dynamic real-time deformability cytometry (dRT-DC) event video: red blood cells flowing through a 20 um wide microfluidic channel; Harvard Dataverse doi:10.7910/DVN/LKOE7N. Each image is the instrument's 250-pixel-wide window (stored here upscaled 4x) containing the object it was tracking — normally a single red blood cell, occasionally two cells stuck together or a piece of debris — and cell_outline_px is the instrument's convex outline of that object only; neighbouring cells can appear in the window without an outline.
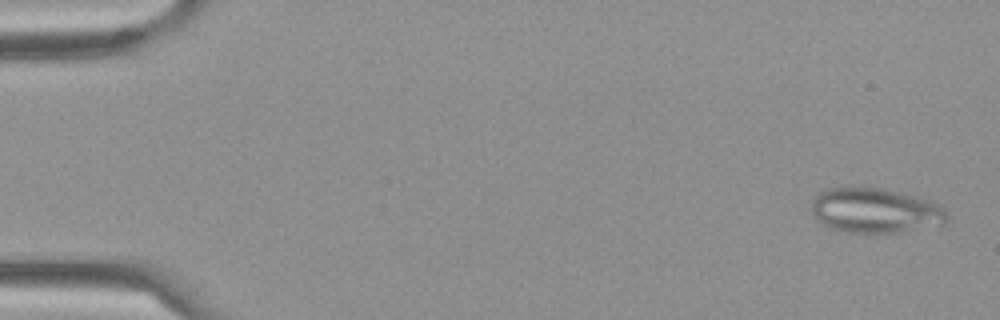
{"species": "Egyptian fruit bat (a non-hibernating species)", "species_latin": "Rousettus aegyptiacus", "temperature_condition": "cold", "stored_images_in_passage": 59, "camera_frame_rate_fps": 3000, "um_per_image_px": 0.085, "frame": {"image": 1, "passage_image": 2, "time_ms": 0.333, "image_size_px": [1000, 320], "cell_outline_px": [[948, 220], [944, 228], [896, 232], [848, 232], [832, 228], [816, 220], [812, 212], [812, 200], [820, 192], [828, 188], [844, 184], [852, 184], [880, 188], [900, 192], [936, 204], [944, 208], [948, 216]], "centroid_in_image_um": [74.42, 17.88], "position_along_channel_um": 10.6, "area_um2": 36.36}}
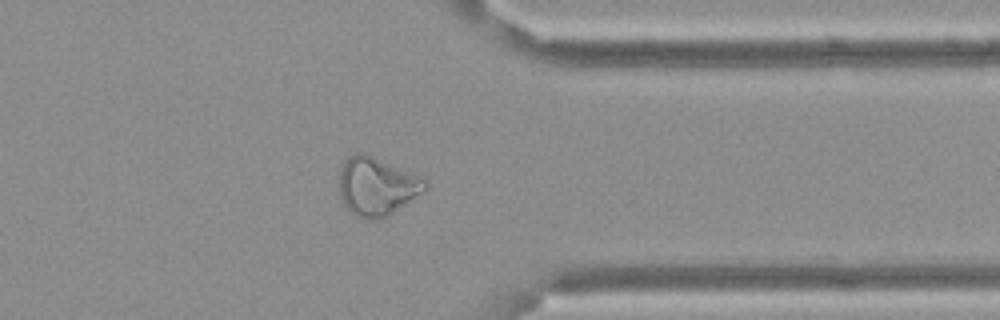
{"frame": {"image": 2, "passage_image": 47, "time_ms": 15.333, "image_size_px": [1000, 320], "cell_outline_px": [[428, 188], [388, 216], [372, 220], [368, 220], [356, 216], [348, 212], [344, 204], [340, 192], [340, 168], [344, 160], [348, 156], [356, 152], [364, 152], [416, 176], [424, 180], [428, 184]], "centroid_in_image_um": [31.97, 15.86], "position_along_channel_um": 379.4, "area_um2": 28.78}}
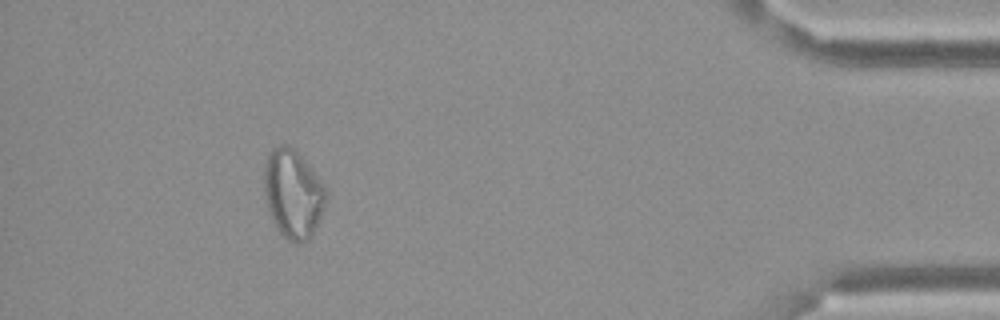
{"frame": {"image": 3, "passage_image": 54, "time_ms": 17.667, "image_size_px": [1000, 320], "cell_outline_px": [[328, 192], [324, 208], [308, 240], [300, 244], [296, 244], [288, 240], [276, 228], [272, 220], [264, 196], [264, 164], [268, 152], [272, 148], [280, 144], [288, 144], [304, 160], [324, 184]], "centroid_in_image_um": [24.88, 16.46], "position_along_channel_um": 410.3, "area_um2": 31.96}, "authors_computed_cell_mechanics": {"area_um2": 29.9404, "velocity_mm_per_s": 3.3997, "shape_relaxation_time_tau1_ms": null, "shape_relaxation_time_tau2_ms": 8.2235, "deformation_change_tau1": null, "deformation_change_tau2": 0.1894}}